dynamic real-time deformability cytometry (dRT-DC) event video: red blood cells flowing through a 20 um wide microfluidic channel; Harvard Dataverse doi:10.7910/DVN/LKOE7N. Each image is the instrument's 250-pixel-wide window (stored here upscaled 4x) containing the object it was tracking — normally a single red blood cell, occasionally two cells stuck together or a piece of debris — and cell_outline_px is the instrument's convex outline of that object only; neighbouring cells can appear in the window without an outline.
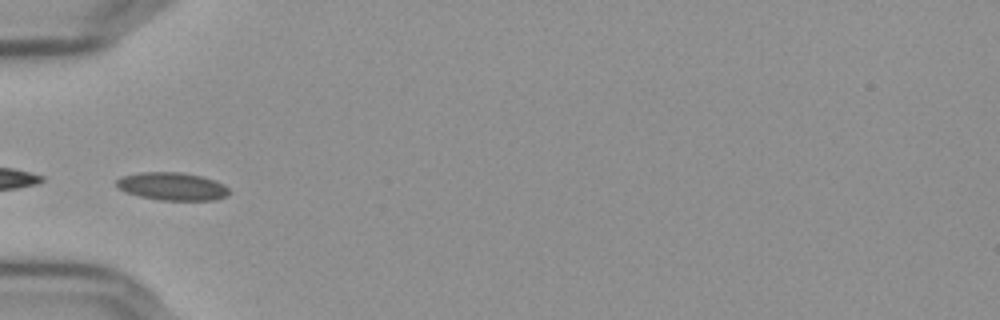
{"species": "Egyptian fruit bat (a non-hibernating species)", "species_latin": "Rousettus aegyptiacus", "temperature_condition": "cold", "stored_images_in_passage": 11, "camera_frame_rate_fps": 3000, "um_per_image_px": 0.085, "frame": {"image": 1, "passage_image": 2, "time_ms": 0.333, "image_size_px": [1000, 320], "cell_outline_px": [[232, 192], [228, 196], [216, 200], [160, 200], [140, 196], [124, 192], [116, 184], [116, 180], [120, 176], [140, 172], [180, 172], [200, 176], [216, 180], [224, 184]], "centroid_in_image_um": [14.67, 15.84], "position_along_channel_um": 70.3, "area_um2": 18.5}}
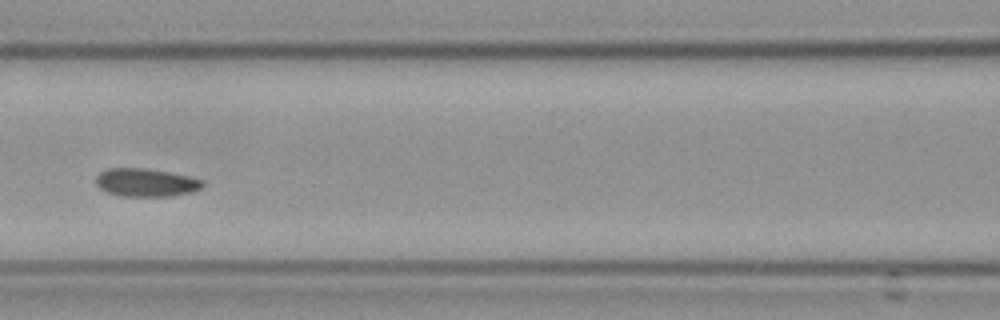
{"frame": {"image": 2, "passage_image": 4, "time_ms": 1.0, "image_size_px": [1000, 320], "cell_outline_px": [[204, 184], [200, 188], [192, 192], [172, 196], [124, 196], [108, 192], [100, 188], [96, 184], [96, 176], [100, 172], [108, 168], [148, 168], [188, 176], [204, 180]], "centroid_in_image_um": [12.41, 15.51], "position_along_channel_um": 154.2, "area_um2": 17.46}}